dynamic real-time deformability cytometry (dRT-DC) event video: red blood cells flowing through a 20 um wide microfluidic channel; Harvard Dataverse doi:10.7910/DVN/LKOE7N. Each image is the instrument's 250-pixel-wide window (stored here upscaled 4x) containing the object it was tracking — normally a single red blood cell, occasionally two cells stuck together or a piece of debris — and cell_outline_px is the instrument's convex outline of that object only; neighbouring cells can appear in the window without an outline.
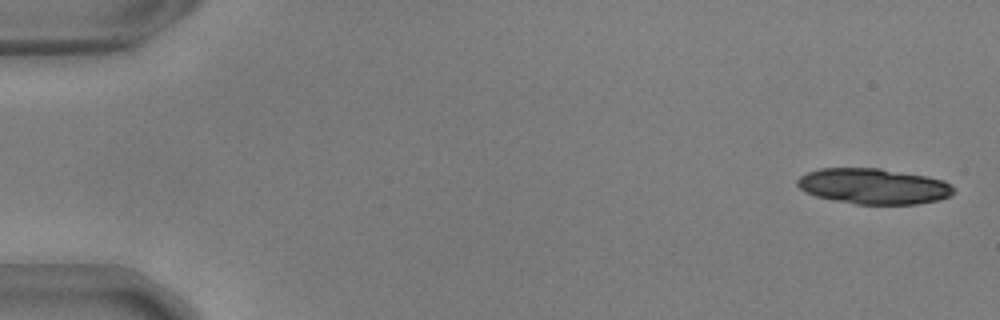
{"species": "common noctule bat (a hibernating species)", "species_latin": "Nyctalus noctula", "temperature_condition": "warm", "stored_images_in_passage": 21, "camera_frame_rate_fps": 3000, "um_per_image_px": 0.085, "animal": {"sex": "male", "body_mass_g": 17.9, "forearm_length_mm": 54.2}, "frame": {"image": 1, "passage_image": 2, "time_ms": 0.333, "image_size_px": [1000, 320], "cell_outline_px": [[956, 192], [952, 196], [940, 200], [916, 204], [856, 204], [832, 200], [816, 196], [804, 192], [796, 184], [796, 180], [800, 176], [808, 172], [820, 168], [880, 168], [928, 176], [944, 180]], "centroid_in_image_um": [74.25, 15.83], "position_along_channel_um": 10.7, "area_um2": 32.71}}
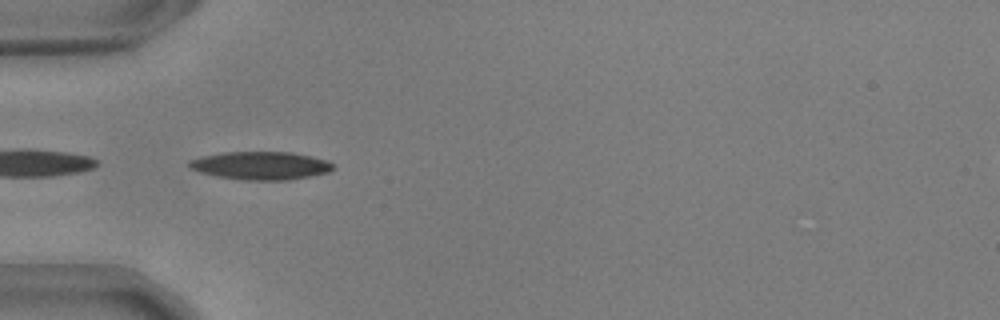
{"frame": {"image": 2, "passage_image": 18, "time_ms": 5.667, "image_size_px": [1000, 320], "cell_outline_px": [[336, 168], [328, 172], [288, 180], [244, 180], [216, 176], [200, 172], [192, 168], [188, 164], [188, 160], [220, 152], [292, 152], [312, 156], [324, 160], [332, 164]], "centroid_in_image_um": [22.15, 14.07], "position_along_channel_um": 62.8, "area_um2": 23.41}}